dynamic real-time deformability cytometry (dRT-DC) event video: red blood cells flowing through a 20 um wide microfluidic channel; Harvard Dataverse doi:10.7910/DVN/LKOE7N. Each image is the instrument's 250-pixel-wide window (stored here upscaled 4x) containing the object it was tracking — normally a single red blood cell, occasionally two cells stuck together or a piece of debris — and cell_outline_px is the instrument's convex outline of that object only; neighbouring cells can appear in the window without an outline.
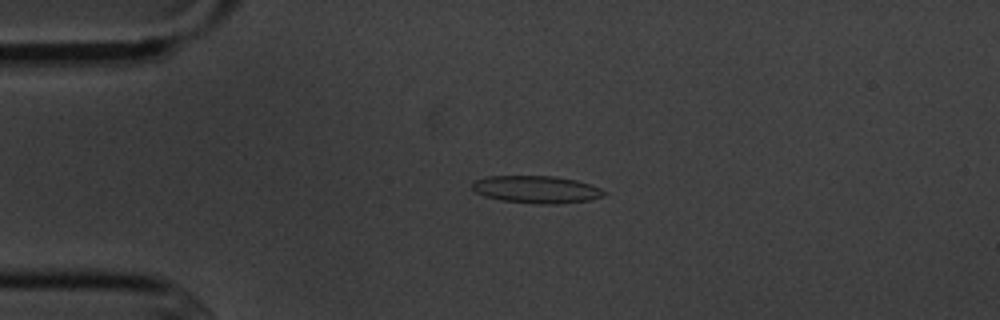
{"species": "common noctule bat (a hibernating species)", "species_latin": "Nyctalus noctula", "temperature_condition": "cold", "stored_images_in_passage": 3, "camera_frame_rate_fps": 3000, "um_per_image_px": 0.085, "animal": {"sex": "male", "body_mass_g": 20.1, "forearm_length_mm": 53.5}, "frame": {"image": 1, "passage_image": 1, "time_ms": 0.0, "image_size_px": [1000, 320], "cell_outline_px": [[608, 192], [604, 196], [588, 200], [556, 204], [540, 204], [500, 200], [484, 196], [476, 192], [472, 188], [472, 184], [476, 180], [488, 176], [552, 176], [576, 180], [600, 188]], "centroid_in_image_um": [45.6, 16.1], "position_along_channel_um": 39.4, "area_um2": 20.92}}
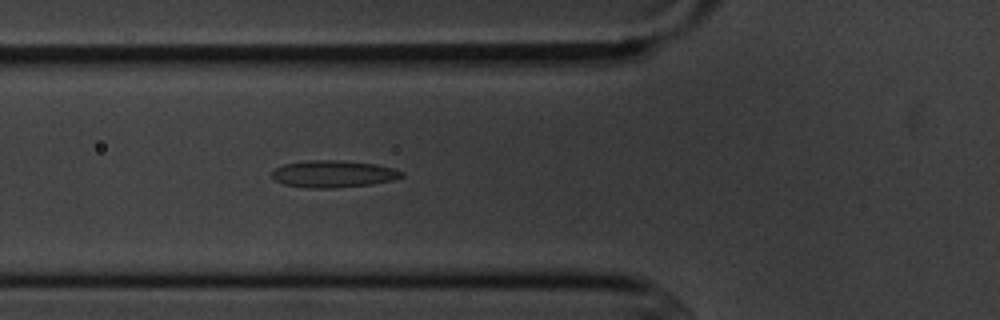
{"frame": {"image": 2, "passage_image": 3, "time_ms": 2.333, "image_size_px": [1000, 320], "cell_outline_px": [[404, 176], [392, 180], [372, 184], [336, 188], [308, 188], [284, 184], [276, 180], [272, 176], [272, 172], [276, 168], [284, 164], [308, 160], [340, 160], [376, 164], [392, 168], [404, 172]], "centroid_in_image_um": [28.35, 14.78], "position_along_channel_um": 97.5, "area_um2": 20.4}}